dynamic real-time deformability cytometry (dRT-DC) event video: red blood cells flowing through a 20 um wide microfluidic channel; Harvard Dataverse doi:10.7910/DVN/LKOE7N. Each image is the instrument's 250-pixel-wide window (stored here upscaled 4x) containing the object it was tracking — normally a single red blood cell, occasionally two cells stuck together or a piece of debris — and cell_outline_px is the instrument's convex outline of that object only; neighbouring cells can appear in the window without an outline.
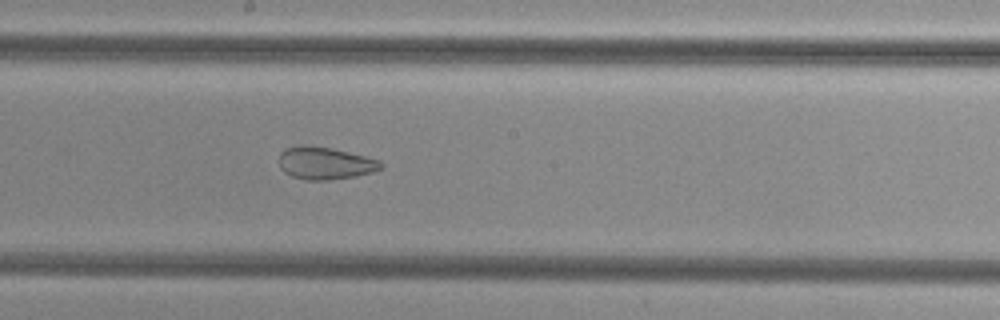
{"species": "common noctule bat (a hibernating species)", "species_latin": "Nyctalus noctula", "temperature_condition": "cold", "stored_images_in_passage": 39, "camera_frame_rate_fps": 3000, "um_per_image_px": 0.085, "animal": {"sex": "female", "body_mass_g": 29.2, "forearm_length_mm": 56.3}, "frame": {"image": 1, "passage_image": 27, "time_ms": 8.667, "image_size_px": [1000, 320], "cell_outline_px": [[384, 168], [372, 172], [356, 176], [328, 180], [304, 180], [292, 176], [284, 172], [280, 168], [280, 152], [284, 148], [296, 144], [308, 144], [332, 148], [380, 160], [384, 164]], "centroid_in_image_um": [27.61, 13.85], "position_along_channel_um": 220.6, "area_um2": 19.59}}
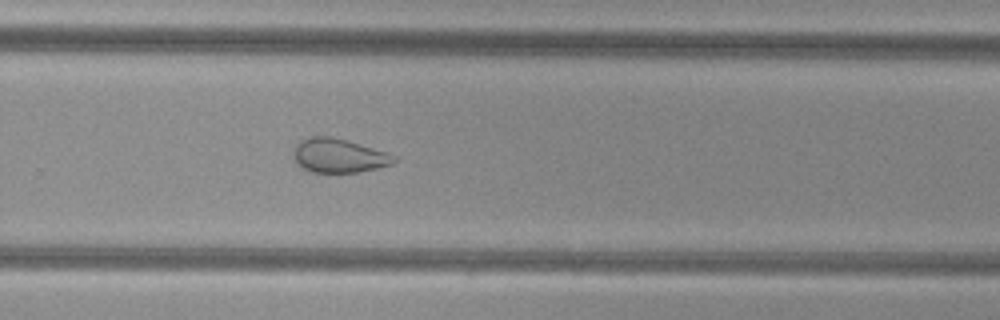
{"frame": {"image": 2, "passage_image": 33, "time_ms": 10.667, "image_size_px": [1000, 320], "cell_outline_px": [[396, 160], [392, 164], [360, 172], [312, 172], [296, 164], [292, 156], [292, 152], [296, 144], [300, 140], [308, 136], [328, 136], [344, 140], [388, 152], [396, 156]], "centroid_in_image_um": [28.75, 13.23], "position_along_channel_um": 301.0, "area_um2": 19.94}}